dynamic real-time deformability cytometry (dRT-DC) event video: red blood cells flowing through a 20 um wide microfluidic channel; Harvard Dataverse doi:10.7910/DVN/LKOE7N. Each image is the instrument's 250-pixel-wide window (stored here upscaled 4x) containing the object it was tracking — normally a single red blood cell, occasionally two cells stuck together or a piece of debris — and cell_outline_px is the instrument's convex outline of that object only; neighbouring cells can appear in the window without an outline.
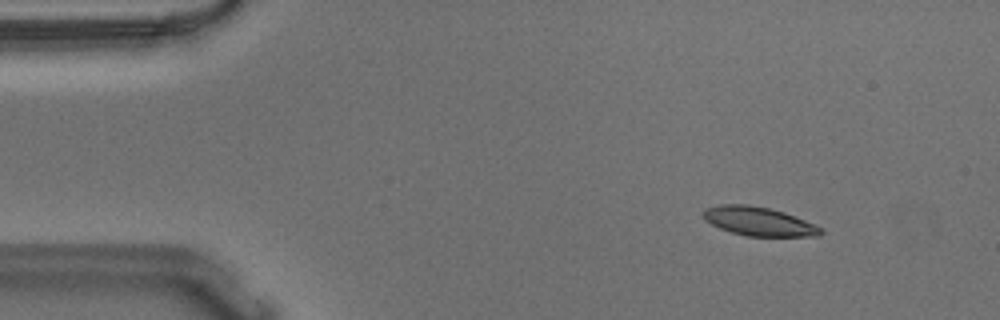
{"species": "Egyptian fruit bat (a non-hibernating species)", "species_latin": "Rousettus aegyptiacus", "temperature_condition": "warm", "stored_images_in_passage": 56, "camera_frame_rate_fps": 3000, "um_per_image_px": 0.085, "animal": {"sex": "male"}, "frame": {"image": 1, "passage_image": 7, "time_ms": 2.0, "image_size_px": [1000, 320], "cell_outline_px": [[824, 232], [820, 236], [748, 236], [732, 232], [720, 228], [704, 220], [704, 208], [720, 204], [748, 204], [768, 208], [784, 212], [816, 224], [824, 228]], "centroid_in_image_um": [64.53, 18.81], "position_along_channel_um": 20.5, "area_um2": 19.83}}
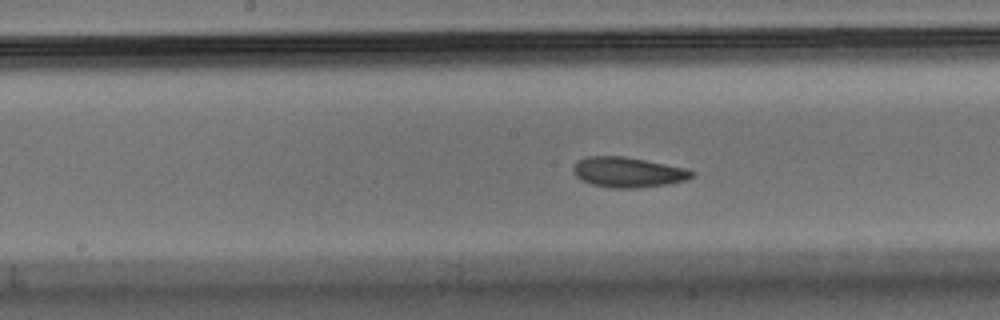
{"frame": {"image": 2, "passage_image": 28, "time_ms": 9.0, "image_size_px": [1000, 320], "cell_outline_px": [[696, 172], [688, 180], [668, 184], [640, 188], [612, 188], [592, 184], [580, 180], [576, 176], [572, 168], [584, 156], [624, 156], [688, 168]], "centroid_in_image_um": [53.41, 14.64], "position_along_channel_um": 194.8, "area_um2": 21.04}}
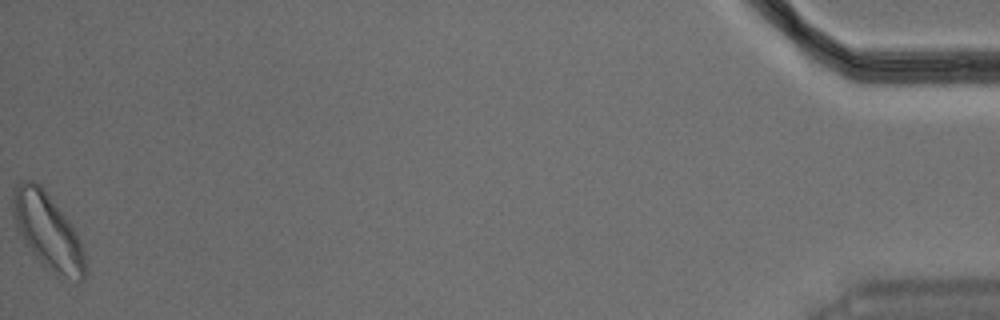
{"frame": {"image": 3, "passage_image": 56, "time_ms": 18.333, "image_size_px": [1000, 320], "cell_outline_px": [[88, 272], [84, 280], [80, 280], [56, 276], [36, 256], [24, 240], [16, 224], [12, 208], [12, 200], [16, 184], [20, 180], [32, 180], [40, 184], [44, 188], [72, 224], [80, 240], [84, 252]], "centroid_in_image_um": [4.1, 19.64], "position_along_channel_um": 431.1, "area_um2": 31.79}, "authors_computed_cell_mechanics": {"area_um2": 20.6346, "velocity_mm_per_s": 3.6129, "shape_relaxation_time_tau1_ms": 3.4905, "shape_relaxation_time_tau2_ms": 5.4918, "deformation_change_tau1": 0.1321, "deformation_change_tau2": 0.1296}}